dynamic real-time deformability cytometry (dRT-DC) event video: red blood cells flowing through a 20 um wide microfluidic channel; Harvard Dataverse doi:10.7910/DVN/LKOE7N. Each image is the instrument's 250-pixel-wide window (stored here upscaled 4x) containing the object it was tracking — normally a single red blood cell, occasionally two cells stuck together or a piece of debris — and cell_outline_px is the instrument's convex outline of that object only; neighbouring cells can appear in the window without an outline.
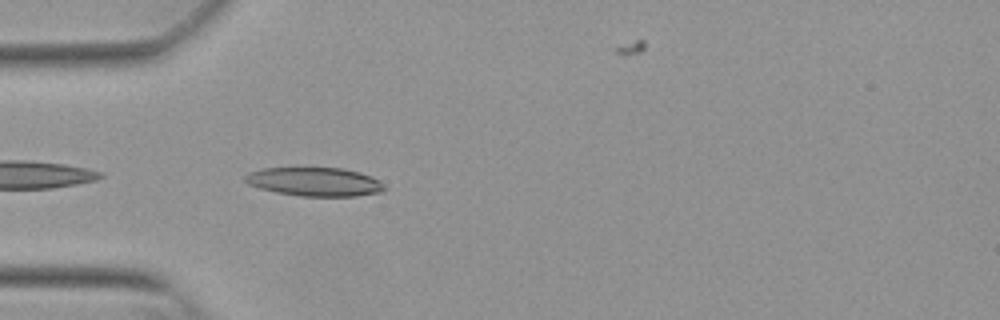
{"species": "Egyptian fruit bat (a non-hibernating species)", "species_latin": "Rousettus aegyptiacus", "temperature_condition": "warm", "stored_images_in_passage": 8, "camera_frame_rate_fps": 3000, "um_per_image_px": 0.085, "animal": {"sex": "female"}, "frame": {"image": 1, "passage_image": 2, "time_ms": 0.333, "image_size_px": [1000, 320], "cell_outline_px": [[388, 188], [384, 192], [356, 196], [300, 196], [276, 192], [260, 188], [248, 184], [244, 180], [244, 176], [248, 172], [260, 168], [340, 168], [360, 172], [372, 176]], "centroid_in_image_um": [26.76, 15.45], "position_along_channel_um": 58.2, "area_um2": 23.47}}